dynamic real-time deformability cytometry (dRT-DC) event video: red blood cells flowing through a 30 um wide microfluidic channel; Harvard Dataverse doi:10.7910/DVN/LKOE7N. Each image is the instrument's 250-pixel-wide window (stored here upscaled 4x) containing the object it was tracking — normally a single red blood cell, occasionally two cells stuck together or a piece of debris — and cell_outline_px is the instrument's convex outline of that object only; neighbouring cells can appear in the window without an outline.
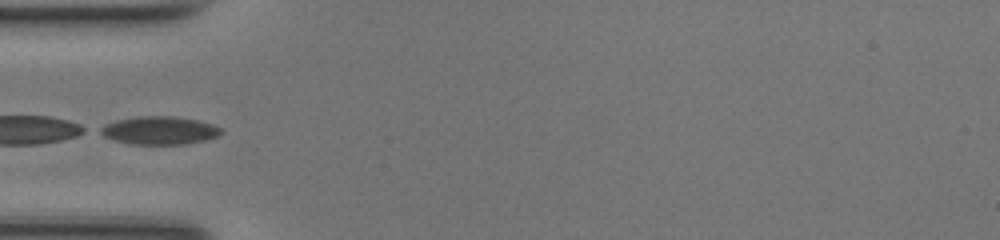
{"species": "common noctule bat (a hibernating species)", "species_latin": "Nyctalus noctula", "temperature_condition": "room temperature", "stored_images_in_passage": 29, "camera_frame_rate_fps": 3000, "um_per_image_px": 0.085, "animal": {"sex": "female", "body_mass_g": 17.0, "forearm_length_mm": 48.0}, "frame": {"image": 1, "passage_image": 1, "time_ms": 0.0, "image_size_px": [1000, 240], "cell_outline_px": [[224, 132], [216, 136], [204, 140], [184, 144], [132, 144], [112, 140], [96, 132], [96, 128], [104, 124], [116, 120], [136, 116], [176, 116], [196, 120], [212, 124], [224, 128]], "centroid_in_image_um": [13.49, 11.08], "position_along_channel_um": 71.5, "area_um2": 20.06}}